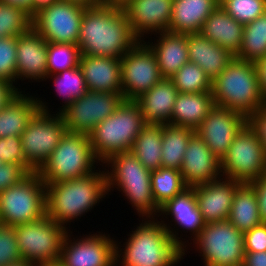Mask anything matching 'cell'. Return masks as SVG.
Wrapping results in <instances>:
<instances>
[{
    "instance_id": "6da1fadb",
    "label": "cell",
    "mask_w": 266,
    "mask_h": 266,
    "mask_svg": "<svg viewBox=\"0 0 266 266\" xmlns=\"http://www.w3.org/2000/svg\"><path fill=\"white\" fill-rule=\"evenodd\" d=\"M154 219L144 218L128 235L124 249L116 243V266H175L184 259L186 241L166 221Z\"/></svg>"
},
{
    "instance_id": "7a4b0ae2",
    "label": "cell",
    "mask_w": 266,
    "mask_h": 266,
    "mask_svg": "<svg viewBox=\"0 0 266 266\" xmlns=\"http://www.w3.org/2000/svg\"><path fill=\"white\" fill-rule=\"evenodd\" d=\"M138 41L123 9L104 5L85 9L77 40L81 54L121 58Z\"/></svg>"
},
{
    "instance_id": "3957f363",
    "label": "cell",
    "mask_w": 266,
    "mask_h": 266,
    "mask_svg": "<svg viewBox=\"0 0 266 266\" xmlns=\"http://www.w3.org/2000/svg\"><path fill=\"white\" fill-rule=\"evenodd\" d=\"M45 185L46 215L66 229L67 223L91 212L107 195L105 168L102 172L99 169L80 178Z\"/></svg>"
},
{
    "instance_id": "277c9868",
    "label": "cell",
    "mask_w": 266,
    "mask_h": 266,
    "mask_svg": "<svg viewBox=\"0 0 266 266\" xmlns=\"http://www.w3.org/2000/svg\"><path fill=\"white\" fill-rule=\"evenodd\" d=\"M102 164L108 165V169L105 168L108 195L117 188L131 202L140 218L158 217L160 208L152 193V171L146 169L131 151L113 154Z\"/></svg>"
},
{
    "instance_id": "5b68a950",
    "label": "cell",
    "mask_w": 266,
    "mask_h": 266,
    "mask_svg": "<svg viewBox=\"0 0 266 266\" xmlns=\"http://www.w3.org/2000/svg\"><path fill=\"white\" fill-rule=\"evenodd\" d=\"M211 92L215 106L237 111L245 117L266 105L253 62L237 57L212 81Z\"/></svg>"
},
{
    "instance_id": "8992f818",
    "label": "cell",
    "mask_w": 266,
    "mask_h": 266,
    "mask_svg": "<svg viewBox=\"0 0 266 266\" xmlns=\"http://www.w3.org/2000/svg\"><path fill=\"white\" fill-rule=\"evenodd\" d=\"M145 125L138 104L124 100L112 115L88 134L95 157L103 163L113 154L130 151Z\"/></svg>"
},
{
    "instance_id": "52a82bcc",
    "label": "cell",
    "mask_w": 266,
    "mask_h": 266,
    "mask_svg": "<svg viewBox=\"0 0 266 266\" xmlns=\"http://www.w3.org/2000/svg\"><path fill=\"white\" fill-rule=\"evenodd\" d=\"M97 163L88 135L67 131L36 173L45 184H53L91 174Z\"/></svg>"
},
{
    "instance_id": "ba28073f",
    "label": "cell",
    "mask_w": 266,
    "mask_h": 266,
    "mask_svg": "<svg viewBox=\"0 0 266 266\" xmlns=\"http://www.w3.org/2000/svg\"><path fill=\"white\" fill-rule=\"evenodd\" d=\"M14 230L22 260L35 266L58 264L64 237L70 231L47 215L14 226Z\"/></svg>"
},
{
    "instance_id": "9c48e42d",
    "label": "cell",
    "mask_w": 266,
    "mask_h": 266,
    "mask_svg": "<svg viewBox=\"0 0 266 266\" xmlns=\"http://www.w3.org/2000/svg\"><path fill=\"white\" fill-rule=\"evenodd\" d=\"M46 185L34 172L0 192V224L17 226L46 215Z\"/></svg>"
},
{
    "instance_id": "30bf717a",
    "label": "cell",
    "mask_w": 266,
    "mask_h": 266,
    "mask_svg": "<svg viewBox=\"0 0 266 266\" xmlns=\"http://www.w3.org/2000/svg\"><path fill=\"white\" fill-rule=\"evenodd\" d=\"M193 245L205 266H243L244 233L229 220L205 223Z\"/></svg>"
},
{
    "instance_id": "8fae6325",
    "label": "cell",
    "mask_w": 266,
    "mask_h": 266,
    "mask_svg": "<svg viewBox=\"0 0 266 266\" xmlns=\"http://www.w3.org/2000/svg\"><path fill=\"white\" fill-rule=\"evenodd\" d=\"M39 110L20 135L26 161L37 171L58 146L67 129L60 113H49L46 101L37 98Z\"/></svg>"
},
{
    "instance_id": "7c38bea8",
    "label": "cell",
    "mask_w": 266,
    "mask_h": 266,
    "mask_svg": "<svg viewBox=\"0 0 266 266\" xmlns=\"http://www.w3.org/2000/svg\"><path fill=\"white\" fill-rule=\"evenodd\" d=\"M224 178L249 183L266 174V153L259 138L246 123L220 161Z\"/></svg>"
},
{
    "instance_id": "4fadbf2b",
    "label": "cell",
    "mask_w": 266,
    "mask_h": 266,
    "mask_svg": "<svg viewBox=\"0 0 266 266\" xmlns=\"http://www.w3.org/2000/svg\"><path fill=\"white\" fill-rule=\"evenodd\" d=\"M162 79L156 56L144 40H139L121 57L124 100H136Z\"/></svg>"
},
{
    "instance_id": "5bb4252c",
    "label": "cell",
    "mask_w": 266,
    "mask_h": 266,
    "mask_svg": "<svg viewBox=\"0 0 266 266\" xmlns=\"http://www.w3.org/2000/svg\"><path fill=\"white\" fill-rule=\"evenodd\" d=\"M123 101L122 93L87 91L60 114L68 132L88 135L112 115Z\"/></svg>"
},
{
    "instance_id": "9a60e30c",
    "label": "cell",
    "mask_w": 266,
    "mask_h": 266,
    "mask_svg": "<svg viewBox=\"0 0 266 266\" xmlns=\"http://www.w3.org/2000/svg\"><path fill=\"white\" fill-rule=\"evenodd\" d=\"M87 7L60 0L32 20V27L47 41L77 45L83 14Z\"/></svg>"
},
{
    "instance_id": "2e32d148",
    "label": "cell",
    "mask_w": 266,
    "mask_h": 266,
    "mask_svg": "<svg viewBox=\"0 0 266 266\" xmlns=\"http://www.w3.org/2000/svg\"><path fill=\"white\" fill-rule=\"evenodd\" d=\"M69 233V234H68ZM67 232L61 248V266H116V240L105 233L86 234L71 240Z\"/></svg>"
},
{
    "instance_id": "e0dca14e",
    "label": "cell",
    "mask_w": 266,
    "mask_h": 266,
    "mask_svg": "<svg viewBox=\"0 0 266 266\" xmlns=\"http://www.w3.org/2000/svg\"><path fill=\"white\" fill-rule=\"evenodd\" d=\"M245 124L246 117L242 113L214 106L195 132L221 161Z\"/></svg>"
},
{
    "instance_id": "ac0fdd59",
    "label": "cell",
    "mask_w": 266,
    "mask_h": 266,
    "mask_svg": "<svg viewBox=\"0 0 266 266\" xmlns=\"http://www.w3.org/2000/svg\"><path fill=\"white\" fill-rule=\"evenodd\" d=\"M172 6L173 0H132L123 11L132 33L144 40L145 34L156 35L169 30Z\"/></svg>"
},
{
    "instance_id": "d6986e66",
    "label": "cell",
    "mask_w": 266,
    "mask_h": 266,
    "mask_svg": "<svg viewBox=\"0 0 266 266\" xmlns=\"http://www.w3.org/2000/svg\"><path fill=\"white\" fill-rule=\"evenodd\" d=\"M242 183L222 178L192 186L198 209L205 223L228 219L236 189Z\"/></svg>"
},
{
    "instance_id": "ffe728a7",
    "label": "cell",
    "mask_w": 266,
    "mask_h": 266,
    "mask_svg": "<svg viewBox=\"0 0 266 266\" xmlns=\"http://www.w3.org/2000/svg\"><path fill=\"white\" fill-rule=\"evenodd\" d=\"M180 172L188 187L222 177L220 160L196 132L188 142Z\"/></svg>"
},
{
    "instance_id": "44dd1931",
    "label": "cell",
    "mask_w": 266,
    "mask_h": 266,
    "mask_svg": "<svg viewBox=\"0 0 266 266\" xmlns=\"http://www.w3.org/2000/svg\"><path fill=\"white\" fill-rule=\"evenodd\" d=\"M48 42L31 27L17 37L16 73L17 80L45 81L47 69Z\"/></svg>"
},
{
    "instance_id": "7402d4cb",
    "label": "cell",
    "mask_w": 266,
    "mask_h": 266,
    "mask_svg": "<svg viewBox=\"0 0 266 266\" xmlns=\"http://www.w3.org/2000/svg\"><path fill=\"white\" fill-rule=\"evenodd\" d=\"M79 66L88 91L122 93L121 58L81 54Z\"/></svg>"
},
{
    "instance_id": "603a6c76",
    "label": "cell",
    "mask_w": 266,
    "mask_h": 266,
    "mask_svg": "<svg viewBox=\"0 0 266 266\" xmlns=\"http://www.w3.org/2000/svg\"><path fill=\"white\" fill-rule=\"evenodd\" d=\"M177 96L178 90L173 81L163 78L134 101L140 107L146 124H170Z\"/></svg>"
},
{
    "instance_id": "cb8c5ba5",
    "label": "cell",
    "mask_w": 266,
    "mask_h": 266,
    "mask_svg": "<svg viewBox=\"0 0 266 266\" xmlns=\"http://www.w3.org/2000/svg\"><path fill=\"white\" fill-rule=\"evenodd\" d=\"M156 42L144 41L154 52L163 78L170 79L185 63L189 62L187 34L169 31L157 32Z\"/></svg>"
},
{
    "instance_id": "d4e9b609",
    "label": "cell",
    "mask_w": 266,
    "mask_h": 266,
    "mask_svg": "<svg viewBox=\"0 0 266 266\" xmlns=\"http://www.w3.org/2000/svg\"><path fill=\"white\" fill-rule=\"evenodd\" d=\"M199 33L235 56L241 47L244 25L219 5L205 20Z\"/></svg>"
},
{
    "instance_id": "484cf974",
    "label": "cell",
    "mask_w": 266,
    "mask_h": 266,
    "mask_svg": "<svg viewBox=\"0 0 266 266\" xmlns=\"http://www.w3.org/2000/svg\"><path fill=\"white\" fill-rule=\"evenodd\" d=\"M189 62L197 64L213 81L234 56L200 33L187 34Z\"/></svg>"
},
{
    "instance_id": "4316f807",
    "label": "cell",
    "mask_w": 266,
    "mask_h": 266,
    "mask_svg": "<svg viewBox=\"0 0 266 266\" xmlns=\"http://www.w3.org/2000/svg\"><path fill=\"white\" fill-rule=\"evenodd\" d=\"M219 0H173L169 32L199 33L208 16L219 6Z\"/></svg>"
},
{
    "instance_id": "83f0119b",
    "label": "cell",
    "mask_w": 266,
    "mask_h": 266,
    "mask_svg": "<svg viewBox=\"0 0 266 266\" xmlns=\"http://www.w3.org/2000/svg\"><path fill=\"white\" fill-rule=\"evenodd\" d=\"M170 216L175 221V225L185 229L184 232H191V237L195 240L205 226V222L198 209L193 187H187L181 193L174 196L160 207L159 215Z\"/></svg>"
},
{
    "instance_id": "f1b7e54d",
    "label": "cell",
    "mask_w": 266,
    "mask_h": 266,
    "mask_svg": "<svg viewBox=\"0 0 266 266\" xmlns=\"http://www.w3.org/2000/svg\"><path fill=\"white\" fill-rule=\"evenodd\" d=\"M214 106L212 92L178 93L170 124L195 131Z\"/></svg>"
},
{
    "instance_id": "f546056e",
    "label": "cell",
    "mask_w": 266,
    "mask_h": 266,
    "mask_svg": "<svg viewBox=\"0 0 266 266\" xmlns=\"http://www.w3.org/2000/svg\"><path fill=\"white\" fill-rule=\"evenodd\" d=\"M38 110V99L20 91L0 110V138L20 136Z\"/></svg>"
},
{
    "instance_id": "4dcf8cb0",
    "label": "cell",
    "mask_w": 266,
    "mask_h": 266,
    "mask_svg": "<svg viewBox=\"0 0 266 266\" xmlns=\"http://www.w3.org/2000/svg\"><path fill=\"white\" fill-rule=\"evenodd\" d=\"M227 220L242 233L262 223L255 191L248 183L236 189Z\"/></svg>"
},
{
    "instance_id": "1f68e13d",
    "label": "cell",
    "mask_w": 266,
    "mask_h": 266,
    "mask_svg": "<svg viewBox=\"0 0 266 266\" xmlns=\"http://www.w3.org/2000/svg\"><path fill=\"white\" fill-rule=\"evenodd\" d=\"M194 133L188 127L162 124L161 167L181 169L188 142Z\"/></svg>"
},
{
    "instance_id": "d6a6232c",
    "label": "cell",
    "mask_w": 266,
    "mask_h": 266,
    "mask_svg": "<svg viewBox=\"0 0 266 266\" xmlns=\"http://www.w3.org/2000/svg\"><path fill=\"white\" fill-rule=\"evenodd\" d=\"M130 151L150 171L161 167L162 124H146L136 137Z\"/></svg>"
},
{
    "instance_id": "836d02e7",
    "label": "cell",
    "mask_w": 266,
    "mask_h": 266,
    "mask_svg": "<svg viewBox=\"0 0 266 266\" xmlns=\"http://www.w3.org/2000/svg\"><path fill=\"white\" fill-rule=\"evenodd\" d=\"M266 55V12L254 21L244 25L239 52L234 56L255 62Z\"/></svg>"
},
{
    "instance_id": "e575fe53",
    "label": "cell",
    "mask_w": 266,
    "mask_h": 266,
    "mask_svg": "<svg viewBox=\"0 0 266 266\" xmlns=\"http://www.w3.org/2000/svg\"><path fill=\"white\" fill-rule=\"evenodd\" d=\"M151 187L154 200L160 208L188 186L184 183L180 170L160 167L151 172Z\"/></svg>"
},
{
    "instance_id": "d590c367",
    "label": "cell",
    "mask_w": 266,
    "mask_h": 266,
    "mask_svg": "<svg viewBox=\"0 0 266 266\" xmlns=\"http://www.w3.org/2000/svg\"><path fill=\"white\" fill-rule=\"evenodd\" d=\"M50 78L54 82L57 95H60L61 98L63 97L64 100L63 106L58 109L59 111L57 113H61L75 99L80 98L88 91L82 69L79 65L59 73L48 75L46 80Z\"/></svg>"
},
{
    "instance_id": "8d00e7d4",
    "label": "cell",
    "mask_w": 266,
    "mask_h": 266,
    "mask_svg": "<svg viewBox=\"0 0 266 266\" xmlns=\"http://www.w3.org/2000/svg\"><path fill=\"white\" fill-rule=\"evenodd\" d=\"M178 93H201L212 91V81L201 67L185 63L171 78Z\"/></svg>"
},
{
    "instance_id": "74e56055",
    "label": "cell",
    "mask_w": 266,
    "mask_h": 266,
    "mask_svg": "<svg viewBox=\"0 0 266 266\" xmlns=\"http://www.w3.org/2000/svg\"><path fill=\"white\" fill-rule=\"evenodd\" d=\"M31 27L32 20L24 9L0 1V38L18 37Z\"/></svg>"
},
{
    "instance_id": "f35d334b",
    "label": "cell",
    "mask_w": 266,
    "mask_h": 266,
    "mask_svg": "<svg viewBox=\"0 0 266 266\" xmlns=\"http://www.w3.org/2000/svg\"><path fill=\"white\" fill-rule=\"evenodd\" d=\"M80 55L81 53L77 45L48 42V75L78 66Z\"/></svg>"
},
{
    "instance_id": "ab89813d",
    "label": "cell",
    "mask_w": 266,
    "mask_h": 266,
    "mask_svg": "<svg viewBox=\"0 0 266 266\" xmlns=\"http://www.w3.org/2000/svg\"><path fill=\"white\" fill-rule=\"evenodd\" d=\"M219 5L243 25L266 12V0H221Z\"/></svg>"
},
{
    "instance_id": "60d3db41",
    "label": "cell",
    "mask_w": 266,
    "mask_h": 266,
    "mask_svg": "<svg viewBox=\"0 0 266 266\" xmlns=\"http://www.w3.org/2000/svg\"><path fill=\"white\" fill-rule=\"evenodd\" d=\"M16 50L17 37L0 38V79L12 85L17 82Z\"/></svg>"
},
{
    "instance_id": "b9f144b4",
    "label": "cell",
    "mask_w": 266,
    "mask_h": 266,
    "mask_svg": "<svg viewBox=\"0 0 266 266\" xmlns=\"http://www.w3.org/2000/svg\"><path fill=\"white\" fill-rule=\"evenodd\" d=\"M23 261L19 252L14 227L0 224V266Z\"/></svg>"
},
{
    "instance_id": "7bdbcfd3",
    "label": "cell",
    "mask_w": 266,
    "mask_h": 266,
    "mask_svg": "<svg viewBox=\"0 0 266 266\" xmlns=\"http://www.w3.org/2000/svg\"><path fill=\"white\" fill-rule=\"evenodd\" d=\"M0 159L2 163L22 165L29 173L36 172L24 157L20 136L0 138Z\"/></svg>"
},
{
    "instance_id": "ee69618b",
    "label": "cell",
    "mask_w": 266,
    "mask_h": 266,
    "mask_svg": "<svg viewBox=\"0 0 266 266\" xmlns=\"http://www.w3.org/2000/svg\"><path fill=\"white\" fill-rule=\"evenodd\" d=\"M29 174L22 165L2 163L0 165V192L19 184Z\"/></svg>"
},
{
    "instance_id": "f6af8a7d",
    "label": "cell",
    "mask_w": 266,
    "mask_h": 266,
    "mask_svg": "<svg viewBox=\"0 0 266 266\" xmlns=\"http://www.w3.org/2000/svg\"><path fill=\"white\" fill-rule=\"evenodd\" d=\"M245 252L266 251V224L261 223L244 233Z\"/></svg>"
},
{
    "instance_id": "bcb514c9",
    "label": "cell",
    "mask_w": 266,
    "mask_h": 266,
    "mask_svg": "<svg viewBox=\"0 0 266 266\" xmlns=\"http://www.w3.org/2000/svg\"><path fill=\"white\" fill-rule=\"evenodd\" d=\"M246 123L259 138L266 153V105L248 115Z\"/></svg>"
},
{
    "instance_id": "7dc6e473",
    "label": "cell",
    "mask_w": 266,
    "mask_h": 266,
    "mask_svg": "<svg viewBox=\"0 0 266 266\" xmlns=\"http://www.w3.org/2000/svg\"><path fill=\"white\" fill-rule=\"evenodd\" d=\"M255 191L258 210L263 224H266V174L248 183Z\"/></svg>"
},
{
    "instance_id": "c3c4849f",
    "label": "cell",
    "mask_w": 266,
    "mask_h": 266,
    "mask_svg": "<svg viewBox=\"0 0 266 266\" xmlns=\"http://www.w3.org/2000/svg\"><path fill=\"white\" fill-rule=\"evenodd\" d=\"M20 92L17 86L0 79V110Z\"/></svg>"
},
{
    "instance_id": "681fc988",
    "label": "cell",
    "mask_w": 266,
    "mask_h": 266,
    "mask_svg": "<svg viewBox=\"0 0 266 266\" xmlns=\"http://www.w3.org/2000/svg\"><path fill=\"white\" fill-rule=\"evenodd\" d=\"M262 98L266 102V55L253 62Z\"/></svg>"
},
{
    "instance_id": "f907efd6",
    "label": "cell",
    "mask_w": 266,
    "mask_h": 266,
    "mask_svg": "<svg viewBox=\"0 0 266 266\" xmlns=\"http://www.w3.org/2000/svg\"><path fill=\"white\" fill-rule=\"evenodd\" d=\"M60 0H31L29 6V18L33 20L43 10L55 5Z\"/></svg>"
},
{
    "instance_id": "816d5d0a",
    "label": "cell",
    "mask_w": 266,
    "mask_h": 266,
    "mask_svg": "<svg viewBox=\"0 0 266 266\" xmlns=\"http://www.w3.org/2000/svg\"><path fill=\"white\" fill-rule=\"evenodd\" d=\"M243 266H266V251L245 252Z\"/></svg>"
},
{
    "instance_id": "f5cc1de1",
    "label": "cell",
    "mask_w": 266,
    "mask_h": 266,
    "mask_svg": "<svg viewBox=\"0 0 266 266\" xmlns=\"http://www.w3.org/2000/svg\"><path fill=\"white\" fill-rule=\"evenodd\" d=\"M131 1L132 0H102V5L124 9Z\"/></svg>"
},
{
    "instance_id": "db71d44e",
    "label": "cell",
    "mask_w": 266,
    "mask_h": 266,
    "mask_svg": "<svg viewBox=\"0 0 266 266\" xmlns=\"http://www.w3.org/2000/svg\"><path fill=\"white\" fill-rule=\"evenodd\" d=\"M1 2L13 5V6H18L24 9L28 16H29V6L31 4V0H0Z\"/></svg>"
},
{
    "instance_id": "11a10c76",
    "label": "cell",
    "mask_w": 266,
    "mask_h": 266,
    "mask_svg": "<svg viewBox=\"0 0 266 266\" xmlns=\"http://www.w3.org/2000/svg\"><path fill=\"white\" fill-rule=\"evenodd\" d=\"M66 1L76 2L86 7L102 5V0H66Z\"/></svg>"
},
{
    "instance_id": "9f6ffc18",
    "label": "cell",
    "mask_w": 266,
    "mask_h": 266,
    "mask_svg": "<svg viewBox=\"0 0 266 266\" xmlns=\"http://www.w3.org/2000/svg\"><path fill=\"white\" fill-rule=\"evenodd\" d=\"M8 266H35V265L30 264V263L25 262V261H21L19 263H14V264H11V265H8Z\"/></svg>"
},
{
    "instance_id": "6f0895ef",
    "label": "cell",
    "mask_w": 266,
    "mask_h": 266,
    "mask_svg": "<svg viewBox=\"0 0 266 266\" xmlns=\"http://www.w3.org/2000/svg\"><path fill=\"white\" fill-rule=\"evenodd\" d=\"M45 266H61L59 264H51V265H45Z\"/></svg>"
}]
</instances>
